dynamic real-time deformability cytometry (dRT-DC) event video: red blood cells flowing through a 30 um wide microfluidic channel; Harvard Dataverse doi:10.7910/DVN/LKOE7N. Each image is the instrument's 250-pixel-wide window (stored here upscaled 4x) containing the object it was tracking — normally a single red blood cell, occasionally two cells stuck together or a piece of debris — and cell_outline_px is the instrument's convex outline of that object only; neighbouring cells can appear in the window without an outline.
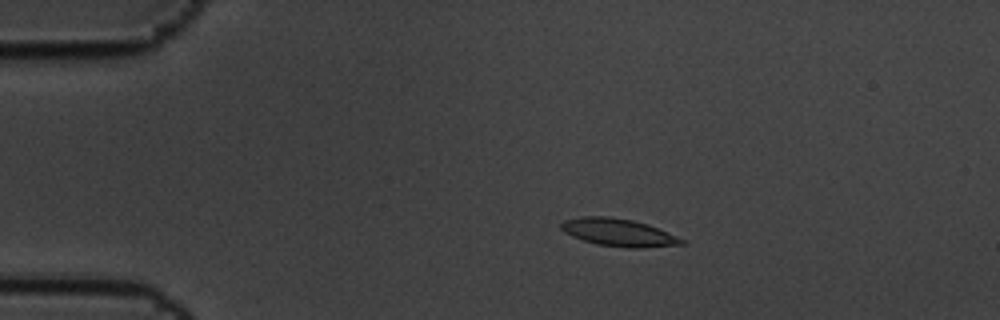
{"species": "common noctule bat (a hibernating species)", "species_latin": "Nyctalus noctula", "temperature_condition": "cold", "stored_images_in_passage": 7, "camera_frame_rate_fps": 3000, "um_per_image_px": 0.085, "animal": {"sex": "male", "body_mass_g": 19.5, "forearm_length_mm": 54.6}, "frame": {"image": 1, "passage_image": 4, "time_ms": 1.0, "image_size_px": [1000, 320], "cell_outline_px": [[688, 240], [684, 244], [644, 248], [628, 248], [596, 244], [572, 236], [564, 232], [560, 228], [560, 224], [564, 220], [580, 216], [608, 216], [632, 220], [648, 224]], "centroid_in_image_um": [52.6, 19.76], "position_along_channel_um": 32.4, "area_um2": 19.59}}
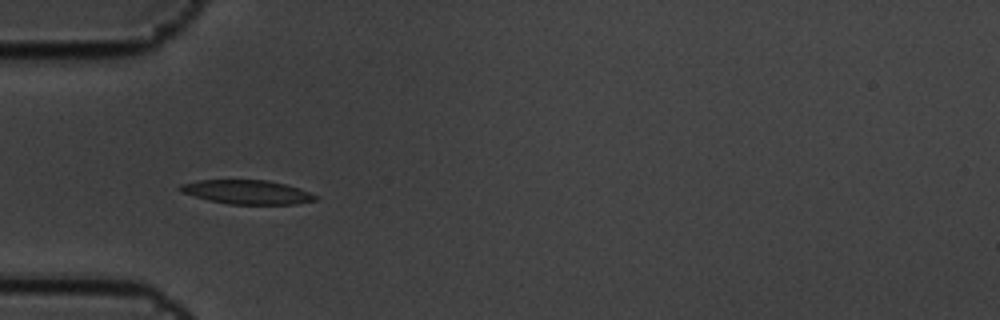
{"frame": {"image": 2, "passage_image": 6, "time_ms": 1.667, "image_size_px": [1000, 320], "cell_outline_px": [[320, 200], [296, 204], [228, 204], [208, 200], [180, 192], [176, 188], [180, 184], [200, 180], [268, 180], [284, 184], [320, 196]], "centroid_in_image_um": [20.99, 16.33], "position_along_channel_um": 64.0, "area_um2": 19.02}}
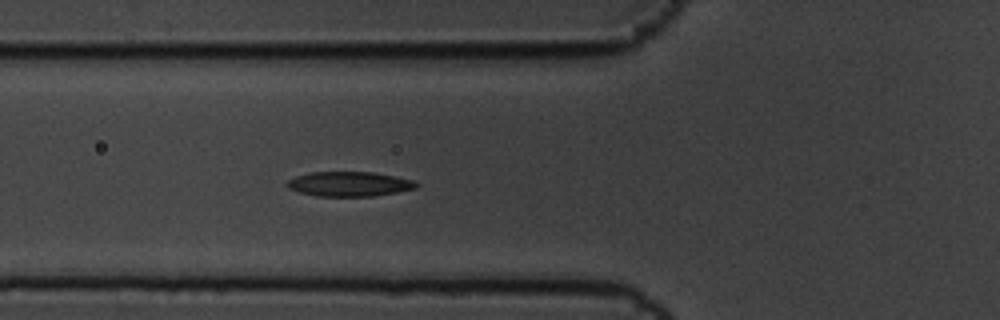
{"frame": {"image": 3, "passage_image": 7, "time_ms": 2.0, "image_size_px": [1000, 320], "cell_outline_px": [[420, 184], [416, 188], [396, 192], [372, 196], [316, 196], [300, 192], [288, 188], [284, 184], [288, 180], [296, 176], [312, 172], [372, 172], [416, 180]], "centroid_in_image_um": [29.7, 15.64], "position_along_channel_um": 96.1, "area_um2": 18.61}}